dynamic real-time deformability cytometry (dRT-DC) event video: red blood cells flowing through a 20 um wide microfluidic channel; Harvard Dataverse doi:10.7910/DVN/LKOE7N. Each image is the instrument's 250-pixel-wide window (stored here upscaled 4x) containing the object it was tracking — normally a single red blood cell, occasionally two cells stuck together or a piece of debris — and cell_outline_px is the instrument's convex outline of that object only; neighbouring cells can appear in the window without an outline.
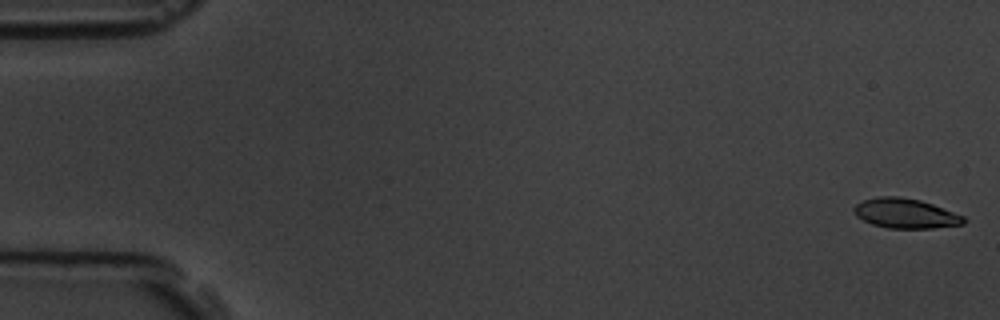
{"species": "common noctule bat (a hibernating species)", "species_latin": "Nyctalus noctula", "temperature_condition": "room temperature", "stored_images_in_passage": 5, "camera_frame_rate_fps": 3000, "um_per_image_px": 0.085, "animal": {"sex": "male", "body_mass_g": 19.5, "forearm_length_mm": 54.6}, "frame": {"image": 1, "passage_image": 1, "time_ms": 0.0, "image_size_px": [1000, 320], "cell_outline_px": [[968, 220], [964, 224], [932, 228], [888, 228], [872, 224], [856, 216], [852, 208], [856, 204], [864, 200], [876, 196], [900, 196], [920, 200], [932, 204], [964, 216]], "centroid_in_image_um": [76.96, 18.13], "position_along_channel_um": 8.0, "area_um2": 19.07}}
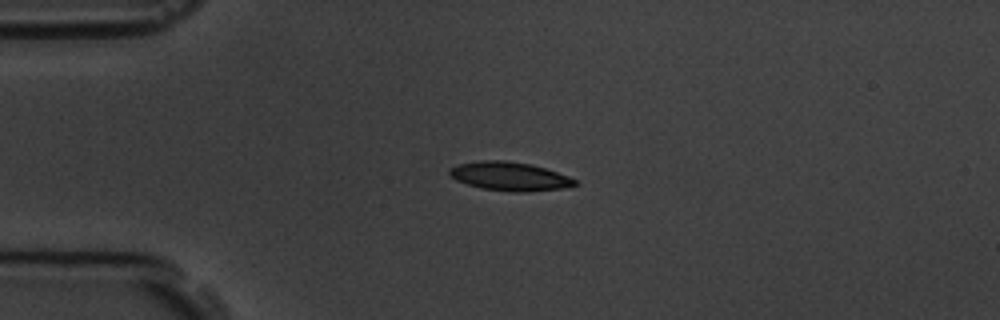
{"frame": {"image": 2, "passage_image": 4, "time_ms": 4.333, "image_size_px": [1000, 320], "cell_outline_px": [[580, 184], [564, 188], [528, 192], [512, 192], [480, 188], [456, 180], [448, 176], [448, 168], [460, 164], [480, 160], [504, 160], [532, 164], [568, 176], [576, 180]], "centroid_in_image_um": [43.31, 14.99], "position_along_channel_um": 41.7, "area_um2": 21.15}}